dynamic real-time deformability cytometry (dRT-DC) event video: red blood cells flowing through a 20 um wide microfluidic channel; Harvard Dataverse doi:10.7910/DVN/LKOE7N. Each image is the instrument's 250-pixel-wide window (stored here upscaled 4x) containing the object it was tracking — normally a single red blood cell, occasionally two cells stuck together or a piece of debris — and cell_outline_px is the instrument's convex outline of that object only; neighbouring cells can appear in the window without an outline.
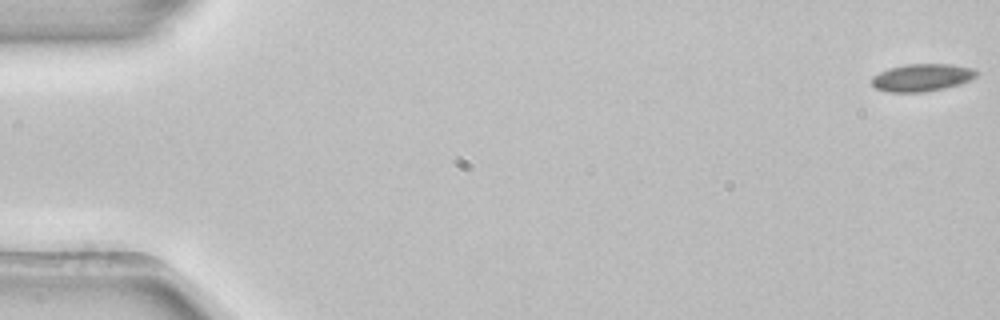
{"species": "common noctule bat (a hibernating species)", "species_latin": "Nyctalus noctula", "temperature_condition": "room temperature", "stored_images_in_passage": 6, "camera_frame_rate_fps": 3000, "um_per_image_px": 0.085, "animal": {"sex": "female", "body_mass_g": 22.7, "forearm_length_mm": 54.2}, "frame": {"image": 1, "passage_image": 1, "time_ms": 0.0, "image_size_px": [1000, 320], "cell_outline_px": [[980, 72], [976, 76], [960, 84], [944, 88], [924, 92], [888, 92], [876, 88], [872, 84], [872, 76], [888, 68], [904, 64], [952, 64], [972, 68]], "centroid_in_image_um": [78.36, 6.58], "position_along_channel_um": 6.6, "area_um2": 16.82}}
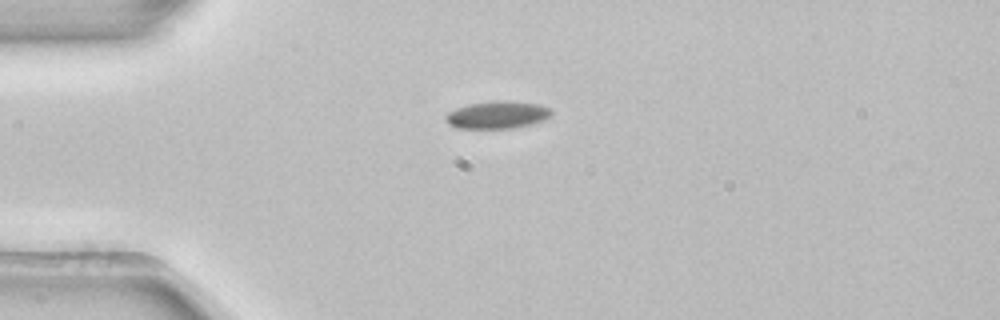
{"frame": {"image": 2, "passage_image": 4, "time_ms": 1.0, "image_size_px": [1000, 320], "cell_outline_px": [[552, 112], [544, 120], [516, 128], [456, 128], [448, 124], [444, 116], [448, 112], [456, 108], [472, 104], [496, 100], [504, 100], [536, 104], [552, 108]], "centroid_in_image_um": [42.26, 9.77], "position_along_channel_um": 42.7, "area_um2": 16.82}}